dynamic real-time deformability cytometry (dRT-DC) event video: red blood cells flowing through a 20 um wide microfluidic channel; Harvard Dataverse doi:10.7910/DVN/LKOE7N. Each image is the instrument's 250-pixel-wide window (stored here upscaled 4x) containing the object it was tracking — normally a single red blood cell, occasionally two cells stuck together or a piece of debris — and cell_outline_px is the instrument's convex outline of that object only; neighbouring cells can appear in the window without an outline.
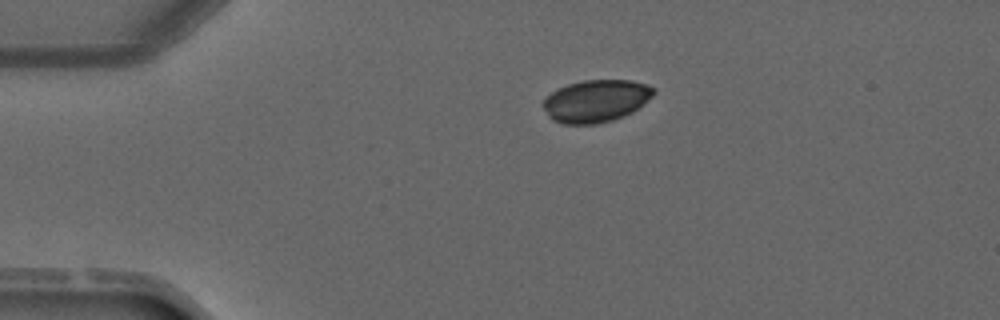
{"species": "common noctule bat (a hibernating species)", "species_latin": "Nyctalus noctula", "temperature_condition": "warm", "stored_images_in_passage": 3, "camera_frame_rate_fps": 3000, "um_per_image_px": 0.085, "animal": {"sex": "male", "forearm_length_mm": 52.5}, "frame": {"image": 1, "passage_image": 3, "time_ms": 3.0, "image_size_px": [1000, 320], "cell_outline_px": [[656, 92], [644, 104], [632, 112], [612, 120], [596, 124], [564, 124], [552, 120], [548, 116], [540, 104], [552, 92], [568, 84], [584, 80], [632, 80], [648, 84], [656, 88]], "centroid_in_image_um": [50.67, 8.58], "position_along_channel_um": 34.3, "area_um2": 27.4}}